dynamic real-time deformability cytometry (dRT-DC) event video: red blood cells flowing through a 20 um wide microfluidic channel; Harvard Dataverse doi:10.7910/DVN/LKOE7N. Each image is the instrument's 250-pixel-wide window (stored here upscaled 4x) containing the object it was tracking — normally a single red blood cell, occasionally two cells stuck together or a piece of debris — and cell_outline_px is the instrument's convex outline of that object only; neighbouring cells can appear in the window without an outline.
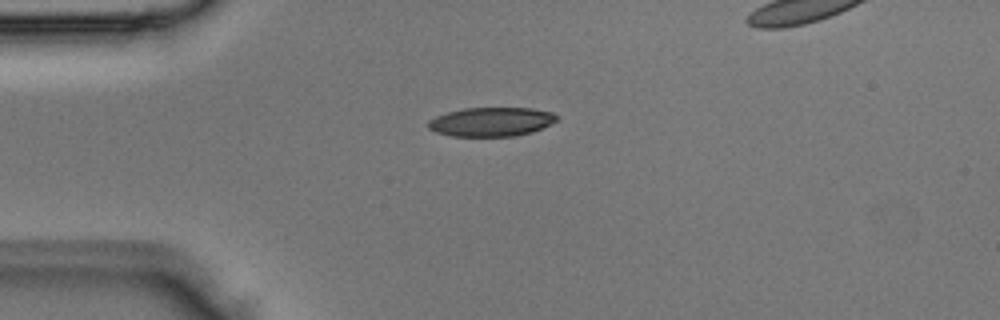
{"species": "Egyptian fruit bat (a non-hibernating species)", "species_latin": "Rousettus aegyptiacus", "temperature_condition": "room temperature", "stored_images_in_passage": 2, "segment_of_instrument_passage": [1, 2], "camera_frame_rate_fps": 3000, "um_per_image_px": 0.085, "animal": {"sex": "male"}, "frame": {"image": 1, "passage_image": 1, "time_ms": 0.0, "image_size_px": [1000, 320], "cell_outline_px": [[556, 120], [532, 132], [516, 136], [452, 136], [436, 132], [428, 128], [428, 120], [436, 116], [448, 112], [464, 108], [532, 108], [552, 112], [556, 116]], "centroid_in_image_um": [41.72, 10.35], "position_along_channel_um": 43.3, "area_um2": 21.56}}